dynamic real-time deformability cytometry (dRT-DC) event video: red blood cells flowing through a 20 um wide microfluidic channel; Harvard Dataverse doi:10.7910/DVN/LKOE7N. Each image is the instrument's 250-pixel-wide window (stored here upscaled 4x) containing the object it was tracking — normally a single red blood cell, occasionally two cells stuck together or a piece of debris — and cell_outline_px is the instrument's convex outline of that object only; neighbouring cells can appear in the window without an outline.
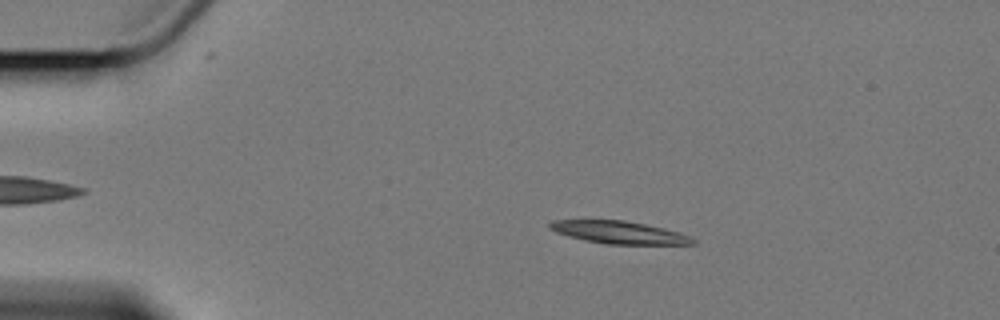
{"species": "Egyptian fruit bat (a non-hibernating species)", "species_latin": "Rousettus aegyptiacus", "temperature_condition": "cold", "stored_images_in_passage": 8, "camera_frame_rate_fps": 3000, "um_per_image_px": 0.085, "animal": {"sex": "female"}, "frame": {"image": 1, "passage_image": 3, "time_ms": 2.333, "image_size_px": [1000, 320], "cell_outline_px": [[696, 244], [604, 244], [584, 240], [568, 236], [556, 232], [548, 228], [548, 224], [552, 220], [624, 220], [664, 228], [688, 236], [696, 240]], "centroid_in_image_um": [52.57, 19.75], "position_along_channel_um": 32.4, "area_um2": 18.67}}
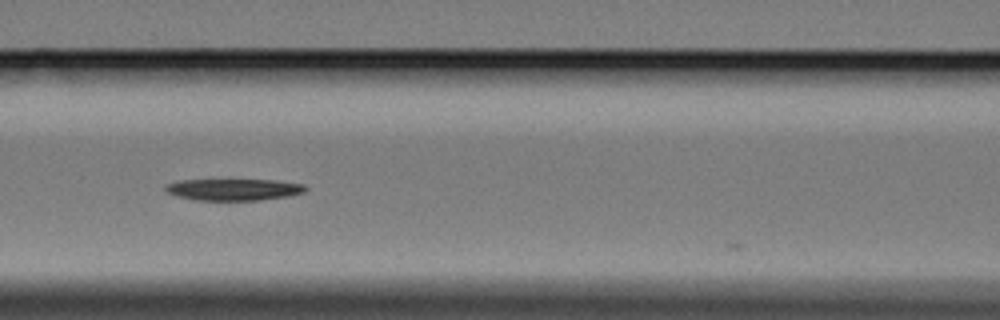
{"frame": {"image": 2, "passage_image": 7, "time_ms": 7.333, "image_size_px": [1000, 320], "cell_outline_px": [[308, 188], [304, 192], [288, 196], [260, 200], [192, 200], [168, 192], [164, 188], [164, 184], [180, 180], [268, 180], [300, 184]], "centroid_in_image_um": [19.81, 16.11], "position_along_channel_um": 146.8, "area_um2": 17.4}}
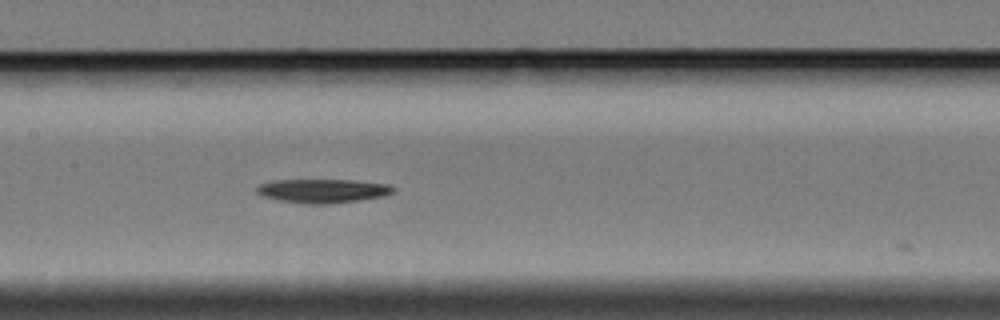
{"frame": {"image": 3, "passage_image": 8, "time_ms": 8.333, "image_size_px": [1000, 320], "cell_outline_px": [[396, 188], [392, 192], [384, 196], [360, 200], [324, 204], [304, 204], [280, 200], [264, 196], [256, 192], [256, 188], [260, 184], [272, 180], [352, 180], [388, 184]], "centroid_in_image_um": [27.43, 16.22], "position_along_channel_um": 180.0, "area_um2": 18.9}}